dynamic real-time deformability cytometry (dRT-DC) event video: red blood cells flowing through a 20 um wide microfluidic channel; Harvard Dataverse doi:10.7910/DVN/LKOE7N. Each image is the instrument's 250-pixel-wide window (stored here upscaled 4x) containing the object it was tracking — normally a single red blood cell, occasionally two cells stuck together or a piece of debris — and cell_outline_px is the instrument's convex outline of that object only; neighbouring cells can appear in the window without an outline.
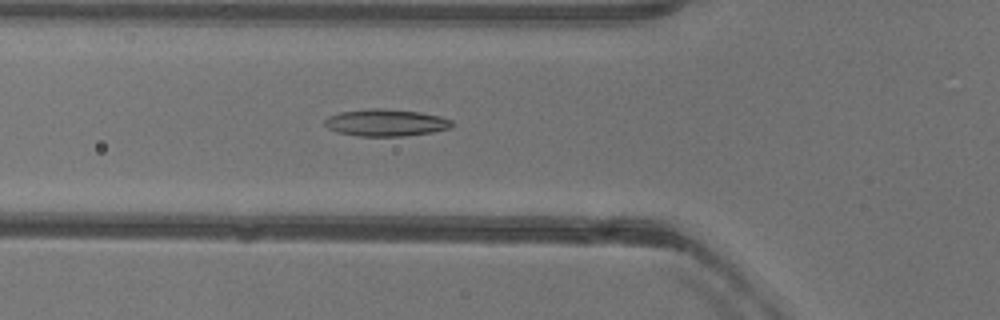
{"species": "common noctule bat (a hibernating species)", "species_latin": "Nyctalus noctula", "temperature_condition": "warm", "stored_images_in_passage": 47, "camera_frame_rate_fps": 3000, "um_per_image_px": 0.085, "animal": {"sex": "female"}, "frame": {"image": 1, "passage_image": 14, "time_ms": 4.333, "image_size_px": [1000, 320], "cell_outline_px": [[452, 128], [432, 132], [404, 136], [360, 136], [336, 132], [328, 128], [324, 124], [324, 120], [328, 116], [340, 112], [372, 108], [384, 108], [420, 112], [440, 116], [452, 120]], "centroid_in_image_um": [32.8, 10.42], "position_along_channel_um": 93.0, "area_um2": 20.11}}
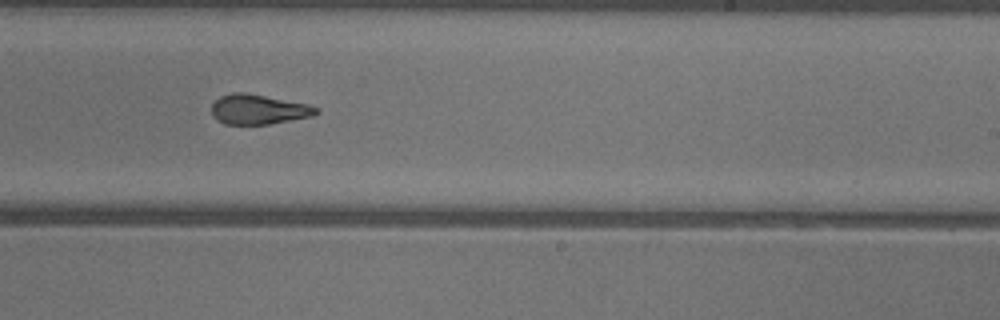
{"frame": {"image": 2, "passage_image": 27, "time_ms": 8.667, "image_size_px": [1000, 320], "cell_outline_px": [[320, 112], [312, 116], [268, 124], [224, 124], [216, 120], [212, 116], [212, 104], [220, 96], [232, 92], [244, 92], [308, 104], [316, 108]], "centroid_in_image_um": [21.93, 9.3], "position_along_channel_um": 267.1, "area_um2": 18.09}}
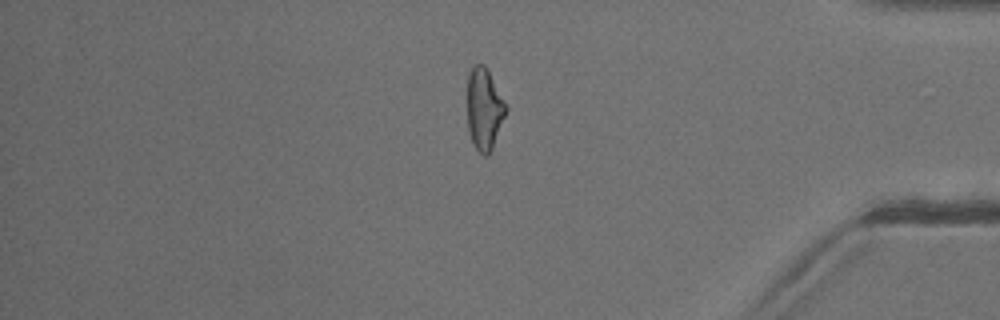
{"frame": {"image": 3, "passage_image": 39, "time_ms": 12.667, "image_size_px": [1000, 320], "cell_outline_px": [[508, 108], [492, 148], [488, 156], [484, 156], [472, 144], [468, 128], [468, 76], [472, 64], [484, 64], [508, 104]], "centroid_in_image_um": [41.17, 9.25], "position_along_channel_um": 394.0, "area_um2": 18.5}, "authors_computed_cell_mechanics": {"area_um2": 19.1896, "velocity_mm_per_s": 3.9996, "shape_relaxation_time_tau1_ms": null, "shape_relaxation_time_tau2_ms": 2.0524, "deformation_change_tau1": null, "deformation_change_tau2": 0.1109}}